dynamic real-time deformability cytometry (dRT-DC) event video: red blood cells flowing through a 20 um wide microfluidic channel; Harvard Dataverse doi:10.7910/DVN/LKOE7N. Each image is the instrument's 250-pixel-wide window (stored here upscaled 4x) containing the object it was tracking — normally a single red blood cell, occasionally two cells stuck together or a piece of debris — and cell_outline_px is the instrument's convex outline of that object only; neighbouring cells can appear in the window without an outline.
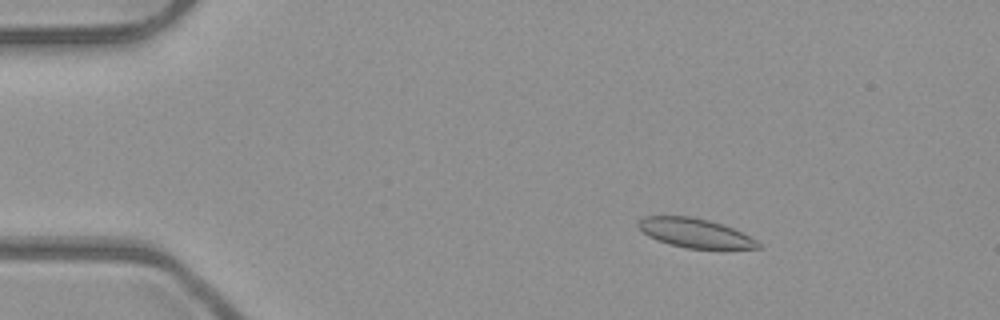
{"species": "common noctule bat (a hibernating species)", "species_latin": "Nyctalus noctula", "temperature_condition": "room temperature", "stored_images_in_passage": 50, "camera_frame_rate_fps": 3000, "um_per_image_px": 0.085, "animal": {"sex": "male", "body_mass_g": 23.1, "forearm_length_mm": 52.7}, "frame": {"image": 1, "passage_image": 6, "time_ms": 1.667, "image_size_px": [1000, 320], "cell_outline_px": [[764, 248], [688, 248], [668, 244], [648, 236], [636, 224], [644, 216], [688, 216], [708, 220], [732, 228], [756, 240]], "centroid_in_image_um": [59.05, 19.8], "position_along_channel_um": 26.0, "area_um2": 19.94}}
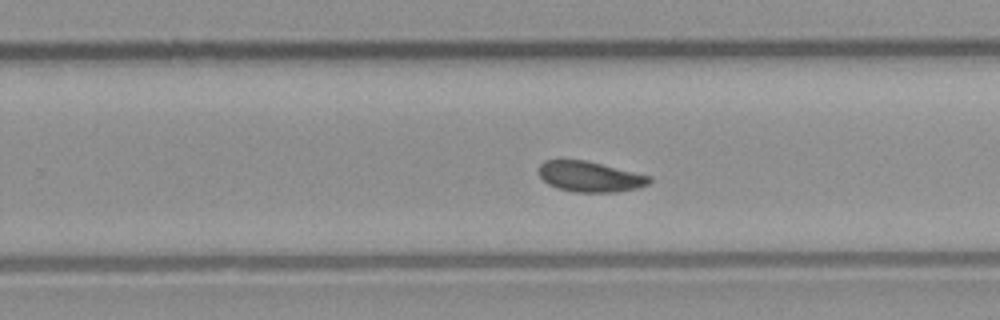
{"frame": {"image": 2, "passage_image": 31, "time_ms": 10.0, "image_size_px": [1000, 320], "cell_outline_px": [[652, 180], [648, 184], [640, 188], [616, 192], [576, 192], [556, 188], [548, 184], [540, 176], [536, 168], [544, 160], [584, 160], [652, 176]], "centroid_in_image_um": [50.14, 15.02], "position_along_channel_um": 279.7, "area_um2": 19.77}}
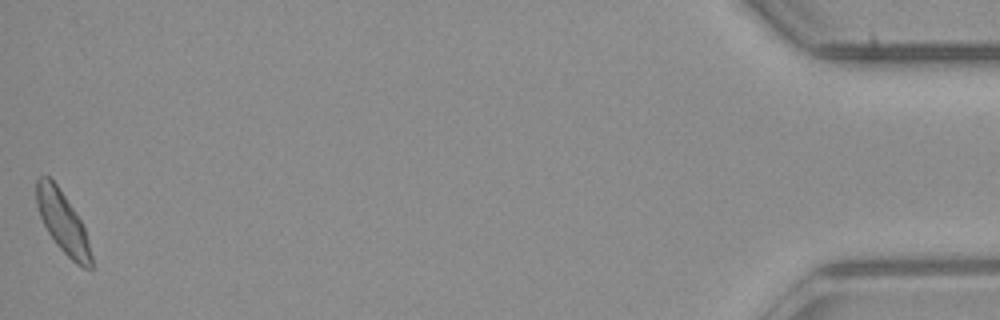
{"frame": {"image": 3, "passage_image": 50, "time_ms": 16.333, "image_size_px": [1000, 320], "cell_outline_px": [[92, 268], [84, 268], [76, 264], [56, 244], [48, 232], [40, 216], [36, 204], [36, 180], [40, 176], [48, 176], [56, 184], [80, 220], [84, 228], [92, 256]], "centroid_in_image_um": [5.31, 18.9], "position_along_channel_um": 429.9, "area_um2": 19.13}, "authors_computed_cell_mechanics": {"area_um2": 19.9988, "velocity_mm_per_s": 3.951, "shape_relaxation_time_tau1_ms": 3.8039, "shape_relaxation_time_tau2_ms": 1.1056, "deformation_change_tau1": 0.1114, "deformation_change_tau2": 0.0639}}